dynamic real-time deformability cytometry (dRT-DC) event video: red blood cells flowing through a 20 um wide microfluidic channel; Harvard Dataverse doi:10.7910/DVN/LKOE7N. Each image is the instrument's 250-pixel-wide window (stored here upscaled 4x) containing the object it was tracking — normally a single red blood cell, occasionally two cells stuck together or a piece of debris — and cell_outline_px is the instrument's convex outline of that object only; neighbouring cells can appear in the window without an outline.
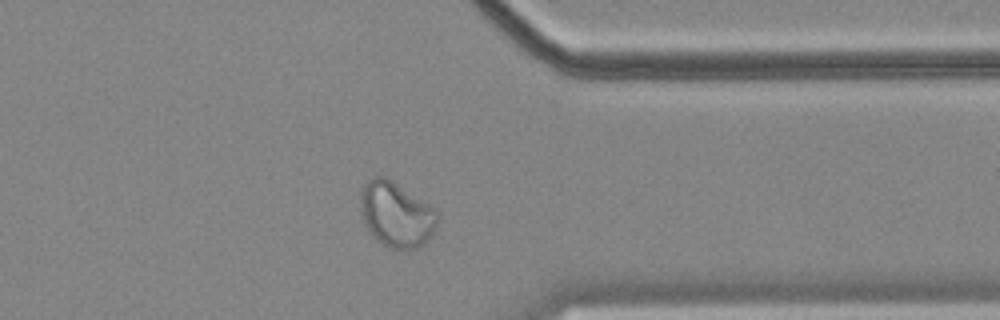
{"species": "common noctule bat (a hibernating species)", "species_latin": "Nyctalus noctula", "temperature_condition": "cold", "stored_images_in_passage": 44, "camera_frame_rate_fps": 3000, "um_per_image_px": 0.085, "animal": {"sex": "female", "body_mass_g": 18.4}, "frame": {"image": 1, "passage_image": 32, "time_ms": 10.333, "image_size_px": [1000, 320], "cell_outline_px": [[440, 220], [428, 240], [424, 244], [416, 248], [388, 248], [376, 240], [368, 232], [364, 224], [360, 212], [360, 192], [364, 184], [368, 180], [376, 176], [384, 176], [392, 180], [428, 204], [440, 216]], "centroid_in_image_um": [33.65, 18.23], "position_along_channel_um": 377.7, "area_um2": 29.42}}